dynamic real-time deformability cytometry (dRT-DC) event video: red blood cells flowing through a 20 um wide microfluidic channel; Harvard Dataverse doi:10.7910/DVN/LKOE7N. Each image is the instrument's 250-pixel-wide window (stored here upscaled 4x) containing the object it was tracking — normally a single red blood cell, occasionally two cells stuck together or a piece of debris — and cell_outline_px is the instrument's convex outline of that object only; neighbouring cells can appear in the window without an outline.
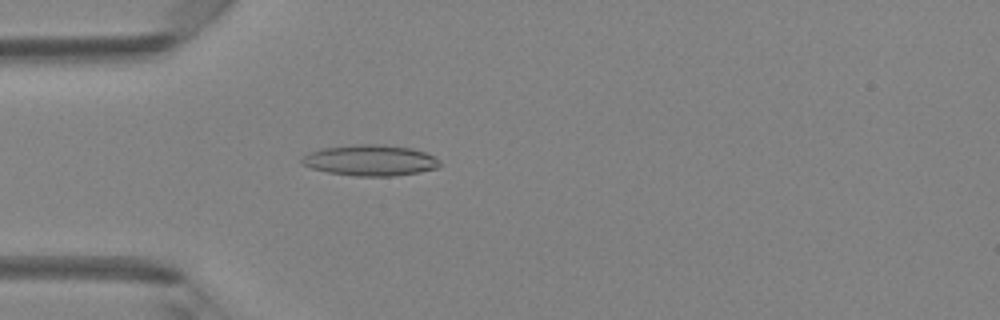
{"species": "Egyptian fruit bat (a non-hibernating species)", "species_latin": "Rousettus aegyptiacus", "temperature_condition": "room temperature", "stored_images_in_passage": 48, "camera_frame_rate_fps": 3000, "um_per_image_px": 0.085, "animal": {"sex": "female"}, "frame": {"image": 1, "passage_image": 14, "time_ms": 4.333, "image_size_px": [1000, 320], "cell_outline_px": [[440, 168], [420, 172], [392, 176], [356, 176], [328, 172], [312, 168], [304, 164], [300, 160], [308, 152], [320, 148], [356, 144], [384, 144], [412, 148], [424, 152], [440, 160]], "centroid_in_image_um": [31.49, 13.62], "position_along_channel_um": 53.5, "area_um2": 24.97}}
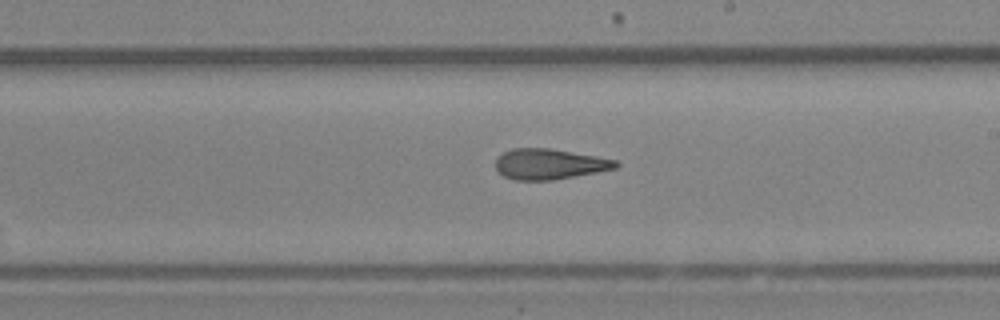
{"frame": {"image": 2, "passage_image": 28, "time_ms": 9.0, "image_size_px": [1000, 320], "cell_outline_px": [[620, 164], [616, 168], [596, 172], [552, 180], [512, 180], [496, 172], [496, 160], [504, 152], [512, 148], [548, 148], [596, 156], [616, 160]], "centroid_in_image_um": [46.67, 13.95], "position_along_channel_um": 242.3, "area_um2": 21.27}}
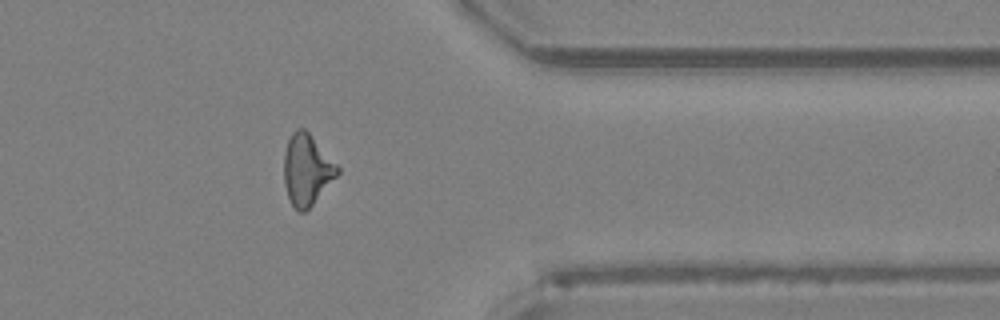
{"frame": {"image": 3, "passage_image": 39, "time_ms": 12.667, "image_size_px": [1000, 320], "cell_outline_px": [[340, 172], [312, 204], [304, 212], [296, 212], [288, 196], [284, 184], [284, 152], [288, 140], [292, 132], [296, 128], [304, 128], [308, 132], [340, 168]], "centroid_in_image_um": [26.06, 14.42], "position_along_channel_um": 385.3, "area_um2": 21.85}, "authors_computed_cell_mechanics": {"area_um2": 22.0218, "velocity_mm_per_s": 4.2389, "shape_relaxation_time_tau1_ms": null, "shape_relaxation_time_tau2_ms": 3.5002, "deformation_change_tau1": null, "deformation_change_tau2": 0.1434}}